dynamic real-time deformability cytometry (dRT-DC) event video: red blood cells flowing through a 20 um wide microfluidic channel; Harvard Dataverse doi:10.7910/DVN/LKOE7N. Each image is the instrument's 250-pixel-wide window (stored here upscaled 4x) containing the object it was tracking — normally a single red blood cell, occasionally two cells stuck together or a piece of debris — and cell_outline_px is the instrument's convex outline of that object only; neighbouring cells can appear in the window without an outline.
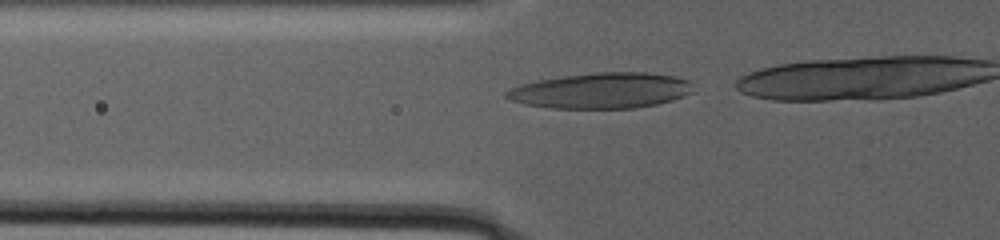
{"species": "human", "species_latin": "Homo sapiens", "temperature_condition": "warm", "stored_images_in_passage": 44, "camera_frame_rate_fps": 3000, "um_per_image_px": 0.085, "donor": {"sex": "male"}, "frame": {"image": 1, "passage_image": 34, "time_ms": 11.0, "image_size_px": [1000, 240], "cell_outline_px": [[692, 92], [684, 96], [672, 100], [656, 104], [636, 108], [552, 108], [524, 104], [512, 100], [504, 96], [504, 92], [520, 84], [560, 76], [596, 72], [648, 72], [676, 76], [692, 80]], "centroid_in_image_um": [51.14, 7.69], "position_along_channel_um": 74.7, "area_um2": 38.96}}
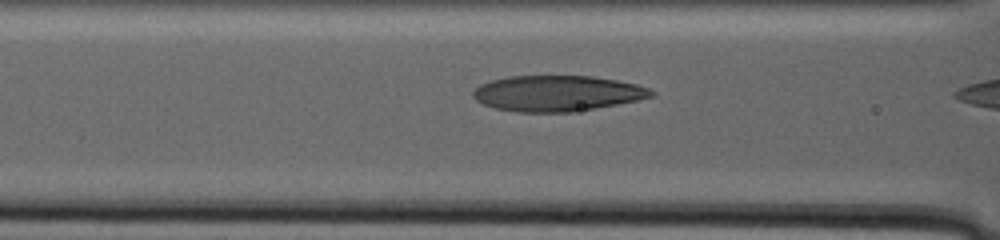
{"frame": {"image": 2, "passage_image": 41, "time_ms": 13.333, "image_size_px": [1000, 240], "cell_outline_px": [[652, 96], [636, 100], [616, 104], [572, 112], [516, 112], [496, 108], [484, 104], [476, 100], [472, 96], [472, 92], [480, 84], [488, 80], [508, 76], [592, 76], [616, 80], [636, 84], [648, 88], [652, 92]], "centroid_in_image_um": [47.29, 7.93], "position_along_channel_um": 119.3, "area_um2": 36.88}}